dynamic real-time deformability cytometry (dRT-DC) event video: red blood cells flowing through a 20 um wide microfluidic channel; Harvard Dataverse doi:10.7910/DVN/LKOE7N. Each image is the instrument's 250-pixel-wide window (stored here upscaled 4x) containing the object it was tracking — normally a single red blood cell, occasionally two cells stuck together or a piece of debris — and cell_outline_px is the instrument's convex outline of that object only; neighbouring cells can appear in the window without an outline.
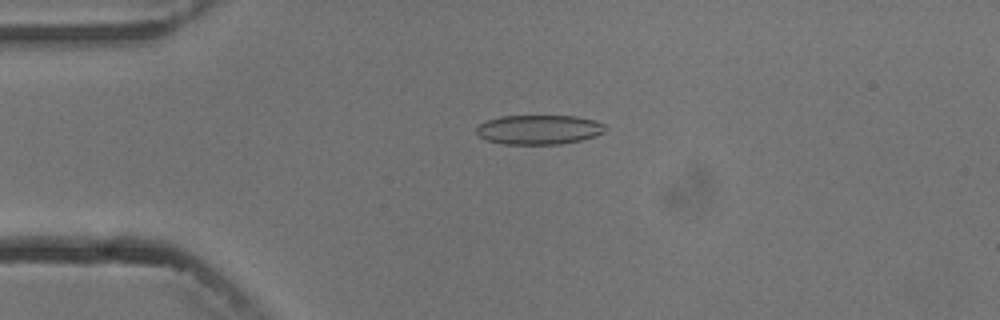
{"species": "common noctule bat (a hibernating species)", "species_latin": "Nyctalus noctula", "temperature_condition": "cold", "stored_images_in_passage": 6, "camera_frame_rate_fps": 3000, "um_per_image_px": 0.085, "animal": {"sex": "male", "body_mass_g": 13.3}, "frame": {"image": 1, "passage_image": 4, "time_ms": 3.333, "image_size_px": [1000, 320], "cell_outline_px": [[604, 132], [596, 136], [580, 140], [560, 144], [504, 144], [488, 140], [480, 136], [476, 132], [476, 128], [480, 124], [488, 120], [500, 116], [576, 116], [592, 120], [604, 124]], "centroid_in_image_um": [45.8, 11.02], "position_along_channel_um": 39.2, "area_um2": 21.91}}
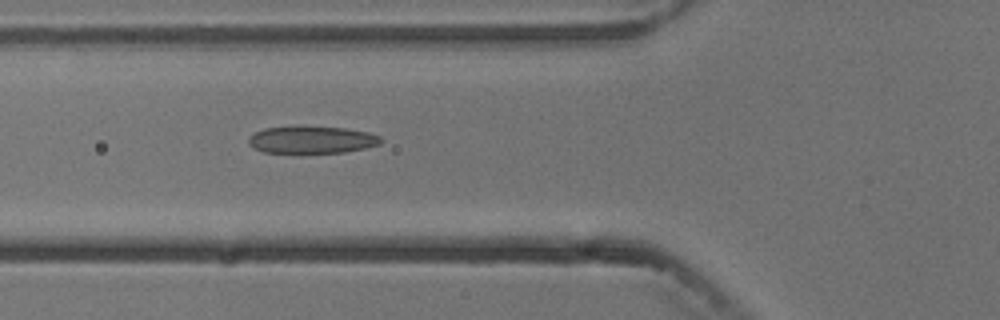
{"frame": {"image": 2, "passage_image": 6, "time_ms": 5.667, "image_size_px": [1000, 320], "cell_outline_px": [[384, 140], [380, 144], [364, 148], [344, 152], [300, 156], [264, 152], [248, 144], [248, 140], [256, 132], [264, 128], [296, 124], [344, 128], [368, 132], [380, 136]], "centroid_in_image_um": [26.47, 11.9], "position_along_channel_um": 99.3, "area_um2": 22.43}}